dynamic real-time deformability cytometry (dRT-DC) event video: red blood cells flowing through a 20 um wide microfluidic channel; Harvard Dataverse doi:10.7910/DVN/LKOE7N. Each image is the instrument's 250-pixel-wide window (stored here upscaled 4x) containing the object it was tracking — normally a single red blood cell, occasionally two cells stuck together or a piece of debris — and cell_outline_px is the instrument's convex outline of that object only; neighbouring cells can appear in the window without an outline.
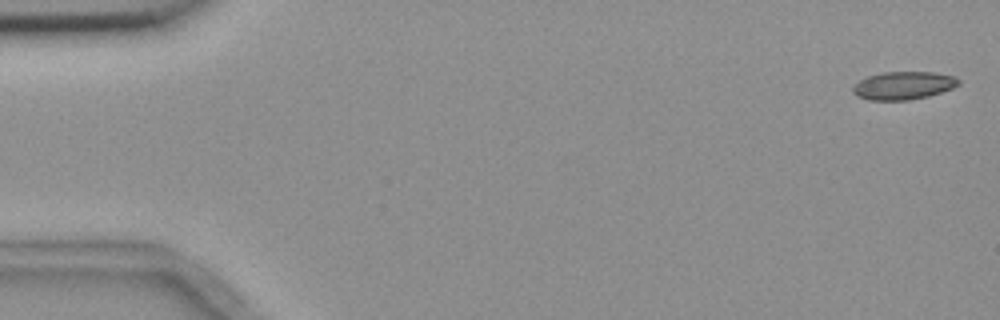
{"species": "common noctule bat (a hibernating species)", "species_latin": "Nyctalus noctula", "temperature_condition": "room temperature", "stored_images_in_passage": 5, "camera_frame_rate_fps": 3000, "um_per_image_px": 0.085, "animal": {"sex": "female", "body_mass_g": 18.4}, "frame": {"image": 1, "passage_image": 1, "time_ms": 0.0, "image_size_px": [1000, 320], "cell_outline_px": [[960, 84], [952, 88], [928, 96], [908, 100], [868, 100], [856, 96], [852, 92], [852, 88], [860, 80], [868, 76], [884, 72], [932, 72], [956, 76], [960, 80]], "centroid_in_image_um": [76.79, 7.27], "position_along_channel_um": 8.2, "area_um2": 17.22}}
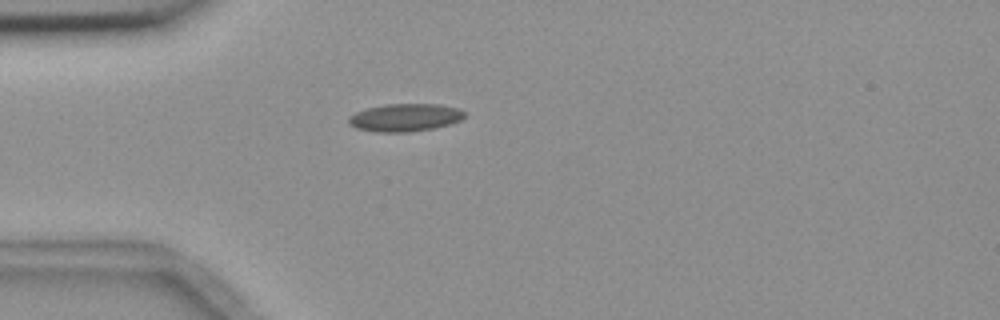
{"frame": {"image": 2, "passage_image": 5, "time_ms": 4.667, "image_size_px": [1000, 320], "cell_outline_px": [[464, 116], [460, 120], [452, 124], [432, 128], [408, 132], [376, 132], [356, 128], [348, 124], [348, 116], [356, 112], [368, 108], [384, 104], [440, 104], [460, 108], [464, 112]], "centroid_in_image_um": [34.42, 9.99], "position_along_channel_um": 50.6, "area_um2": 18.84}}